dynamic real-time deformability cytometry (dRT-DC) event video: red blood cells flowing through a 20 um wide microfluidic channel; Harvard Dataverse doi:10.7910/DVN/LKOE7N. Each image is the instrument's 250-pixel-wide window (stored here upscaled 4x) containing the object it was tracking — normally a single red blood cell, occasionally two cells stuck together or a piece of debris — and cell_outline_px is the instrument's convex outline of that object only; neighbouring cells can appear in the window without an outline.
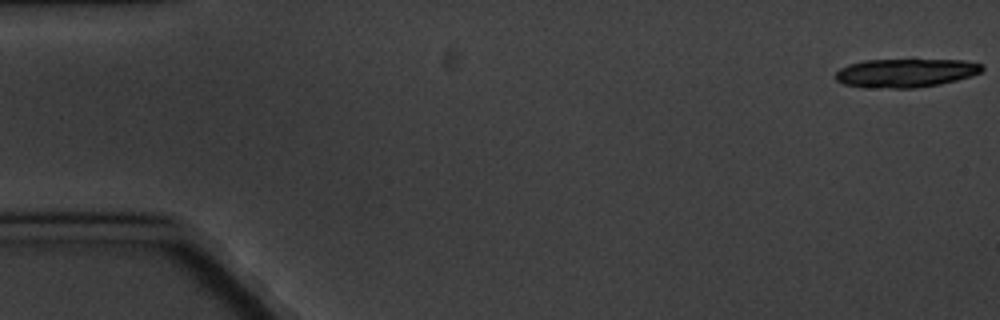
{"species": "common noctule bat (a hibernating species)", "species_latin": "Nyctalus noctula", "temperature_condition": "cold", "stored_images_in_passage": 5, "camera_frame_rate_fps": 3000, "um_per_image_px": 0.085, "animal": {"sex": "male", "body_mass_g": 20.1, "forearm_length_mm": 53.5}, "frame": {"image": 1, "passage_image": 1, "time_ms": 0.0, "image_size_px": [1000, 320], "cell_outline_px": [[984, 68], [980, 72], [972, 76], [940, 84], [916, 88], [892, 88], [844, 84], [836, 80], [832, 76], [840, 68], [848, 64], [864, 60], [964, 60], [980, 64]], "centroid_in_image_um": [76.97, 6.19], "position_along_channel_um": 8.0, "area_um2": 24.22}}